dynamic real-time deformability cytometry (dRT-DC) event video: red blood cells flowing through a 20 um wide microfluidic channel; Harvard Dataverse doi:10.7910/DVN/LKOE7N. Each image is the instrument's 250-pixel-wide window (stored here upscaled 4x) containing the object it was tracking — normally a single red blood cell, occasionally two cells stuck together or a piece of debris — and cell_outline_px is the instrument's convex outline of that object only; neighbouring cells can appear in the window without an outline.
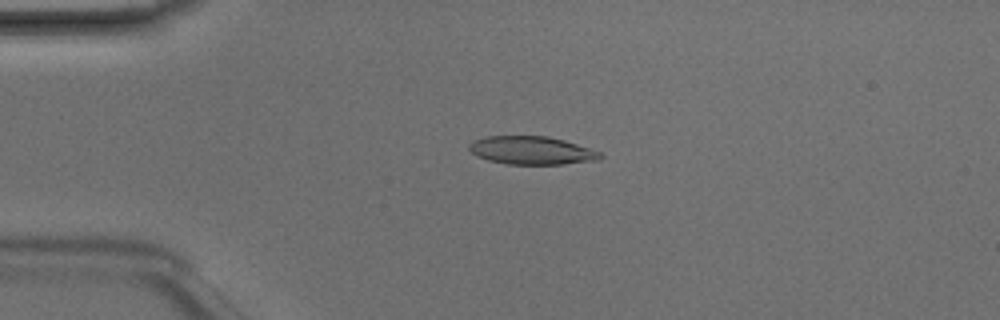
{"species": "Egyptian fruit bat (a non-hibernating species)", "species_latin": "Rousettus aegyptiacus", "temperature_condition": "room temperature", "stored_images_in_passage": 42, "camera_frame_rate_fps": 3000, "um_per_image_px": 0.085, "animal": {"sex": "male"}, "frame": {"image": 1, "passage_image": 5, "time_ms": 1.333, "image_size_px": [1000, 320], "cell_outline_px": [[604, 156], [600, 160], [564, 164], [508, 164], [488, 160], [476, 156], [468, 148], [468, 144], [476, 140], [488, 136], [548, 136], [564, 140], [600, 152]], "centroid_in_image_um": [45.2, 12.79], "position_along_channel_um": 39.8, "area_um2": 21.44}}
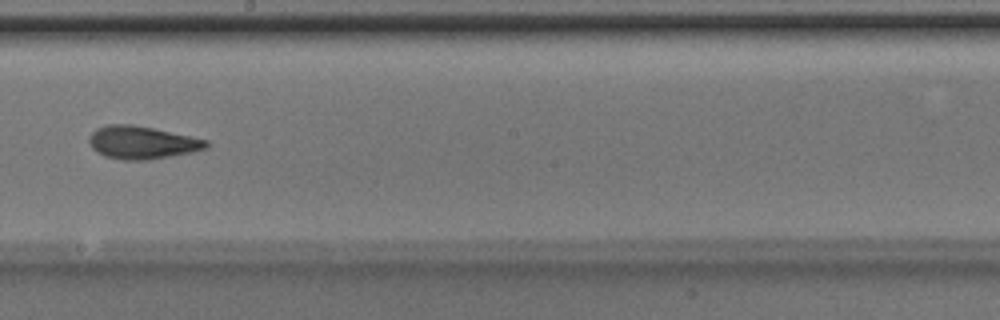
{"frame": {"image": 2, "passage_image": 21, "time_ms": 6.667, "image_size_px": [1000, 320], "cell_outline_px": [[208, 148], [192, 152], [172, 156], [148, 160], [124, 160], [104, 156], [96, 152], [92, 148], [88, 140], [88, 136], [96, 128], [108, 124], [132, 124], [152, 128], [208, 140]], "centroid_in_image_um": [12.04, 12.12], "position_along_channel_um": 236.2, "area_um2": 22.48}}
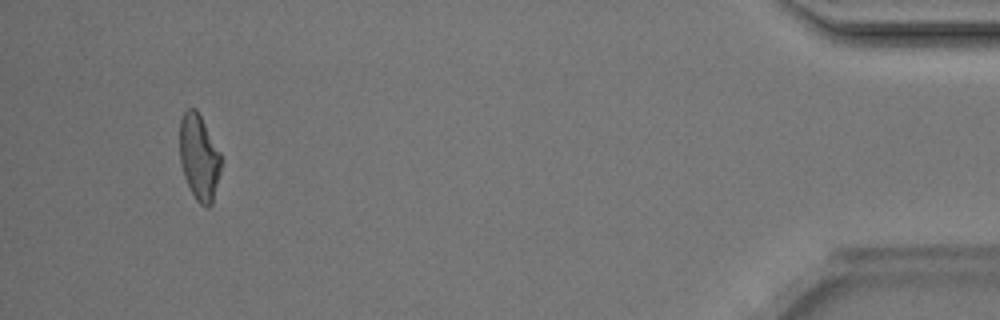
{"frame": {"image": 3, "passage_image": 39, "time_ms": 12.667, "image_size_px": [1000, 320], "cell_outline_px": [[220, 168], [212, 204], [208, 208], [200, 204], [196, 200], [184, 176], [180, 160], [180, 120], [184, 112], [188, 108], [196, 108], [220, 152]], "centroid_in_image_um": [16.91, 13.36], "position_along_channel_um": 418.3, "area_um2": 20.29}, "authors_computed_cell_mechanics": {"area_um2": 21.6172, "velocity_mm_per_s": 4.2388, "shape_relaxation_time_tau1_ms": 2.6078, "shape_relaxation_time_tau2_ms": 2.2568, "deformation_change_tau1": 0.1612, "deformation_change_tau2": 0.1113}}